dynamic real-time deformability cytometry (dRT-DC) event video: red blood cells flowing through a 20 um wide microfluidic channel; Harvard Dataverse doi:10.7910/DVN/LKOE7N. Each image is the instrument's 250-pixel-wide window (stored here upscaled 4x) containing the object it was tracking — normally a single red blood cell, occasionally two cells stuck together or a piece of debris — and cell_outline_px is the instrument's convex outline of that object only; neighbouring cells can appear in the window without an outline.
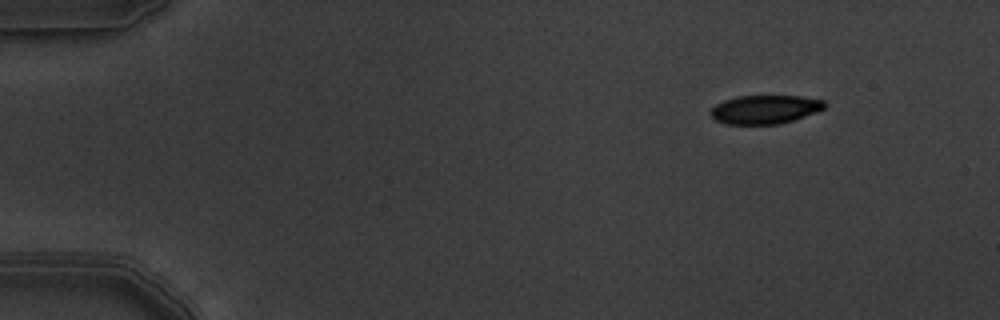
{"species": "common noctule bat (a hibernating species)", "species_latin": "Nyctalus noctula", "temperature_condition": "warm", "stored_images_in_passage": 4, "camera_frame_rate_fps": 3000, "um_per_image_px": 0.085, "animal": {"sex": "male", "body_mass_g": 19.5, "forearm_length_mm": 54.6}, "frame": {"image": 1, "passage_image": 1, "time_ms": 0.0, "image_size_px": [1000, 320], "cell_outline_px": [[824, 108], [816, 112], [780, 124], [728, 124], [716, 120], [708, 112], [716, 104], [724, 100], [736, 96], [800, 96], [824, 100]], "centroid_in_image_um": [64.99, 9.3], "position_along_channel_um": 20.0, "area_um2": 18.9}}
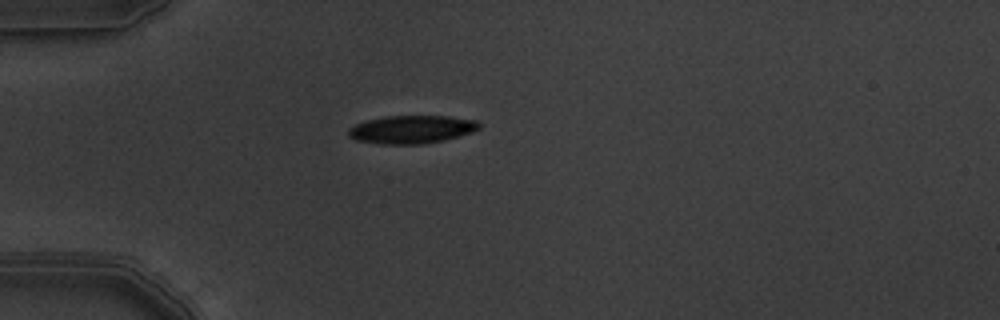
{"frame": {"image": 2, "passage_image": 4, "time_ms": 1.0, "image_size_px": [1000, 320], "cell_outline_px": [[480, 128], [472, 132], [440, 140], [420, 144], [380, 144], [356, 140], [348, 136], [348, 128], [356, 124], [368, 120], [384, 116], [448, 116], [476, 120], [480, 124]], "centroid_in_image_um": [34.95, 10.99], "position_along_channel_um": 50.0, "area_um2": 21.15}}